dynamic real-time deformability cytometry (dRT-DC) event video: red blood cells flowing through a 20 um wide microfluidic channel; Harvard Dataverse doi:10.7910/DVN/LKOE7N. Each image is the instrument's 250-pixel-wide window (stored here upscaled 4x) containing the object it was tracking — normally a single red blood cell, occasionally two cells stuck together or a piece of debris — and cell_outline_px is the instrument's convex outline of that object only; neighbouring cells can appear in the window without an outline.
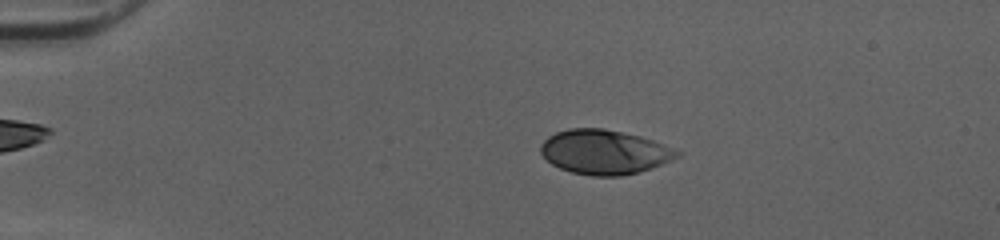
{"species": "human", "species_latin": "Homo sapiens", "temperature_condition": "cold", "stored_images_in_passage": 51, "camera_frame_rate_fps": 3000, "um_per_image_px": 0.085, "donor": {"sex": "female"}, "frame": {"image": 1, "passage_image": 11, "time_ms": 3.333, "image_size_px": [1000, 240], "cell_outline_px": [[680, 156], [672, 160], [636, 172], [620, 176], [592, 176], [572, 172], [560, 168], [552, 164], [540, 152], [540, 144], [548, 136], [556, 132], [568, 128], [604, 128], [640, 136], [652, 140], [680, 152]], "centroid_in_image_um": [51.32, 12.91], "position_along_channel_um": 33.7, "area_um2": 34.97}}
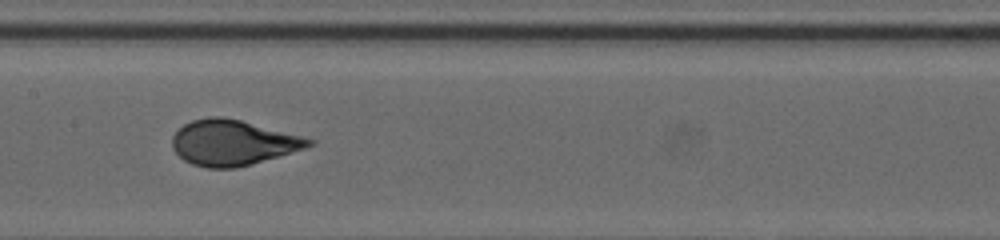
{"frame": {"image": 2, "passage_image": 27, "time_ms": 8.667, "image_size_px": [1000, 240], "cell_outline_px": [[316, 140], [312, 144], [304, 148], [236, 168], [208, 168], [192, 164], [184, 160], [172, 148], [172, 136], [184, 124], [192, 120], [208, 116], [220, 116], [240, 120], [304, 136]], "centroid_in_image_um": [19.76, 12.11], "position_along_channel_um": 187.6, "area_um2": 35.84}}
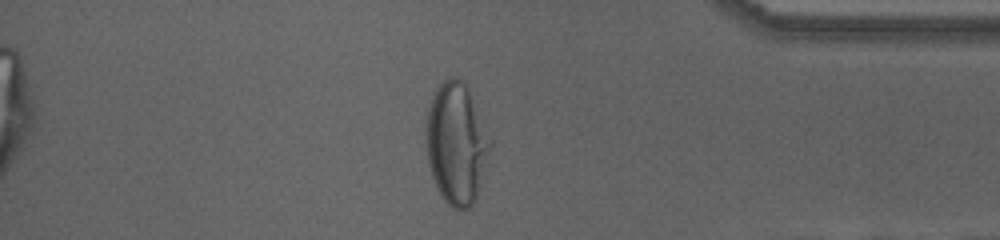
{"frame": {"image": 3, "passage_image": 44, "time_ms": 14.333, "image_size_px": [1000, 240], "cell_outline_px": [[492, 144], [476, 200], [468, 208], [460, 212], [452, 208], [444, 200], [432, 176], [428, 164], [428, 108], [432, 96], [440, 84], [448, 76], [456, 76], [468, 88], [492, 140]], "centroid_in_image_um": [38.83, 12.22], "position_along_channel_um": 396.4, "area_um2": 44.91}, "authors_computed_cell_mechanics": {"area_um2": 35.9516, "velocity_mm_per_s": 4.0509, "shape_relaxation_time_tau1_ms": 4.6822, "shape_relaxation_time_tau2_ms": null, "deformation_change_tau1": 0.2185, "deformation_change_tau2": null}}